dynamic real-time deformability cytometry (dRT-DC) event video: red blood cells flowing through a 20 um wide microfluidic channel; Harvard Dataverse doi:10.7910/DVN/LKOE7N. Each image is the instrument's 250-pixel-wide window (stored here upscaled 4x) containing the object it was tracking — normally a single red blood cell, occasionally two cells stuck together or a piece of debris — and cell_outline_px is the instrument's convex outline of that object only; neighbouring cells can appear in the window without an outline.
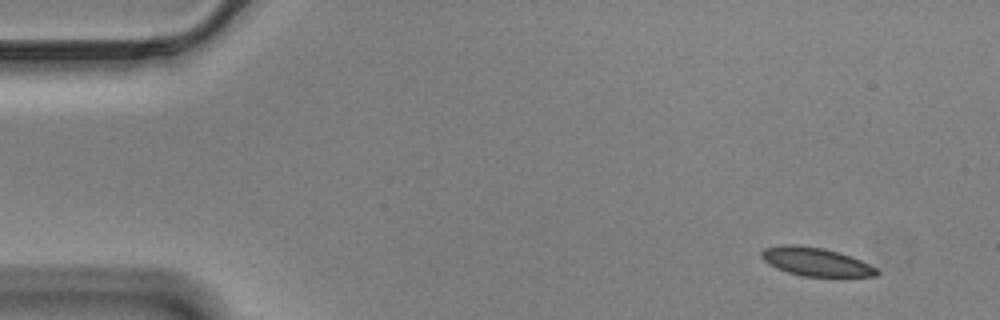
{"species": "Egyptian fruit bat (a non-hibernating species)", "species_latin": "Rousettus aegyptiacus", "temperature_condition": "cold", "stored_images_in_passage": 54, "camera_frame_rate_fps": 3000, "um_per_image_px": 0.085, "animal": {"sex": "male"}, "frame": {"image": 1, "passage_image": 1, "time_ms": 0.0, "image_size_px": [1000, 320], "cell_outline_px": [[880, 272], [876, 276], [804, 276], [788, 272], [776, 268], [768, 264], [760, 256], [760, 252], [764, 248], [780, 244], [796, 244], [824, 248], [852, 256], [876, 268]], "centroid_in_image_um": [69.29, 22.23], "position_along_channel_um": 15.7, "area_um2": 19.13}}
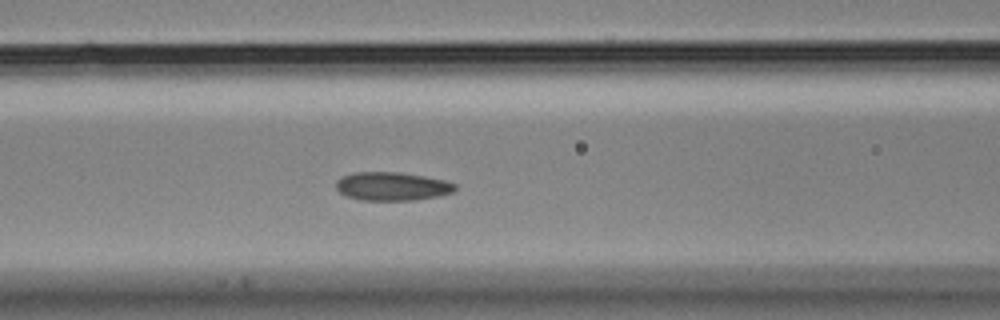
{"frame": {"image": 2, "passage_image": 20, "time_ms": 6.333, "image_size_px": [1000, 320], "cell_outline_px": [[456, 188], [452, 192], [440, 196], [416, 200], [364, 200], [348, 196], [340, 192], [336, 188], [336, 180], [344, 176], [356, 172], [396, 172], [424, 176], [444, 180], [456, 184]], "centroid_in_image_um": [33.35, 15.84], "position_along_channel_um": 133.3, "area_um2": 19.59}}
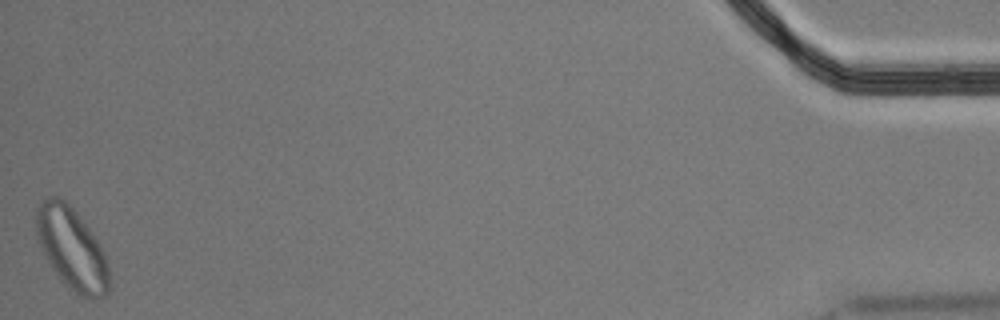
{"frame": {"image": 3, "passage_image": 54, "time_ms": 17.667, "image_size_px": [1000, 320], "cell_outline_px": [[108, 292], [104, 296], [96, 300], [92, 300], [80, 296], [68, 288], [64, 284], [52, 268], [44, 256], [36, 236], [36, 212], [40, 200], [48, 196], [60, 196], [76, 212], [92, 232], [100, 244], [104, 252], [108, 264]], "centroid_in_image_um": [6.08, 21.14], "position_along_channel_um": 429.1, "area_um2": 35.08}, "authors_computed_cell_mechanics": {"area_um2": 19.9988, "velocity_mm_per_s": 3.4474, "shape_relaxation_time_tau1_ms": 4.9985, "shape_relaxation_time_tau2_ms": 3.28, "deformation_change_tau1": 0.1279, "deformation_change_tau2": 0.0883}}